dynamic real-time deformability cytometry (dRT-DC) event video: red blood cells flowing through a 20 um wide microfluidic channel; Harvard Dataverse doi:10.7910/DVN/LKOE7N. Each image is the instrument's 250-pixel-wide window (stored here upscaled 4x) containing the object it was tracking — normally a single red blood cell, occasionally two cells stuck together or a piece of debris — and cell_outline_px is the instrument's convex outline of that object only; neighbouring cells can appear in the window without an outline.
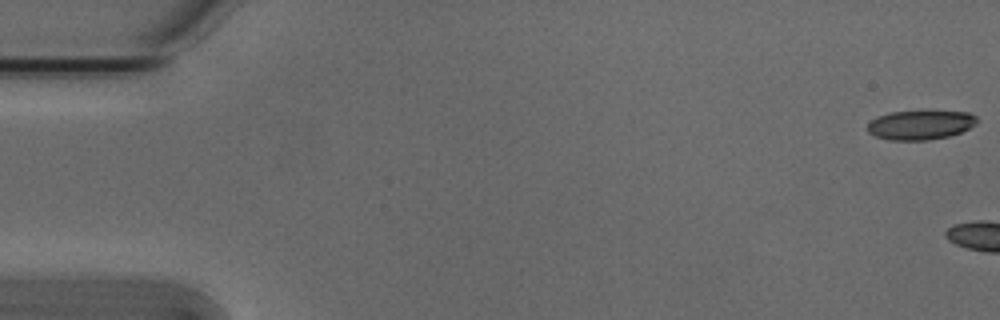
{"species": "Egyptian fruit bat (a non-hibernating species)", "species_latin": "Rousettus aegyptiacus", "temperature_condition": "cold", "stored_images_in_passage": 4, "camera_frame_rate_fps": 3000, "um_per_image_px": 0.085, "animal": {"sex": "male"}, "frame": {"image": 1, "passage_image": 1, "time_ms": 0.0, "image_size_px": [1000, 320], "cell_outline_px": [[980, 120], [976, 124], [960, 132], [948, 136], [928, 140], [888, 140], [876, 136], [868, 132], [868, 124], [872, 120], [880, 116], [892, 112], [928, 108], [968, 112], [976, 116]], "centroid_in_image_um": [78.3, 10.56], "position_along_channel_um": 6.7, "area_um2": 19.42}}